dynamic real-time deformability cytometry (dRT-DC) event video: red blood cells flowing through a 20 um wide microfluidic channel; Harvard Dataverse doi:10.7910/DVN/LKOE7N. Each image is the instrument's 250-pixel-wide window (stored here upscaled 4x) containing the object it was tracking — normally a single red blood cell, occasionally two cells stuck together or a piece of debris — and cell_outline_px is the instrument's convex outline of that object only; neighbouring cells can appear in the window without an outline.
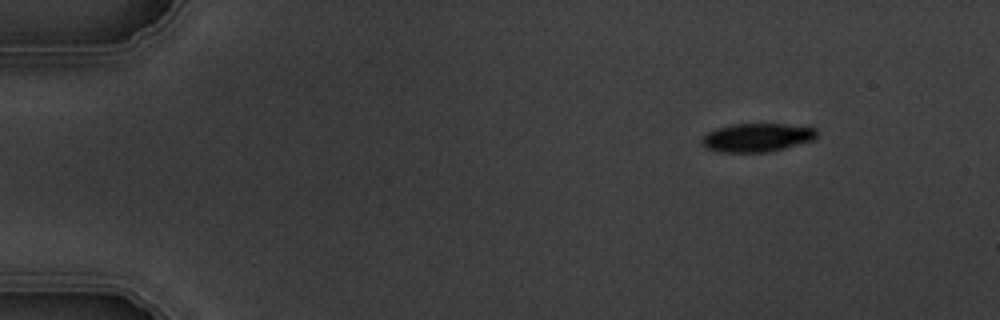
{"species": "common noctule bat (a hibernating species)", "species_latin": "Nyctalus noctula", "temperature_condition": "warm", "stored_images_in_passage": 4, "camera_frame_rate_fps": 3000, "um_per_image_px": 0.085, "animal": {"sex": "male", "body_mass_g": 19.5, "forearm_length_mm": 54.6}, "frame": {"image": 1, "passage_image": 1, "time_ms": 0.0, "image_size_px": [1000, 320], "cell_outline_px": [[816, 140], [768, 152], [720, 152], [708, 148], [700, 144], [700, 140], [708, 132], [716, 128], [732, 124], [808, 124], [816, 128]], "centroid_in_image_um": [64.41, 11.67], "position_along_channel_um": 20.6, "area_um2": 19.48}}
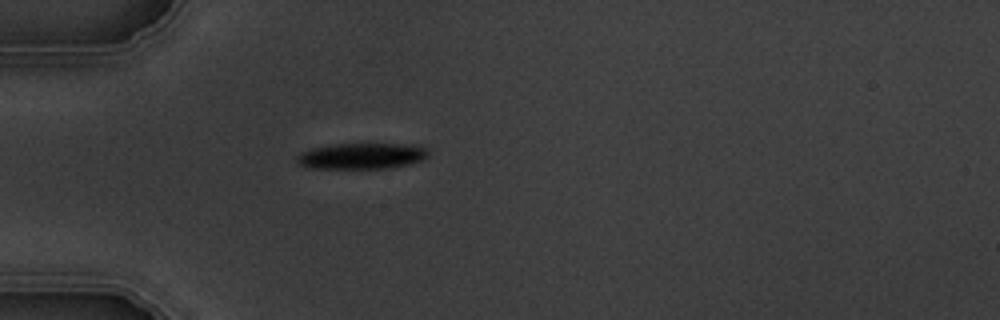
{"frame": {"image": 2, "passage_image": 4, "time_ms": 3.333, "image_size_px": [1000, 320], "cell_outline_px": [[428, 156], [424, 160], [388, 168], [308, 168], [300, 164], [296, 160], [296, 156], [300, 152], [312, 148], [336, 144], [368, 140], [420, 144], [428, 148]], "centroid_in_image_um": [30.84, 13.18], "position_along_channel_um": 54.2, "area_um2": 21.21}}